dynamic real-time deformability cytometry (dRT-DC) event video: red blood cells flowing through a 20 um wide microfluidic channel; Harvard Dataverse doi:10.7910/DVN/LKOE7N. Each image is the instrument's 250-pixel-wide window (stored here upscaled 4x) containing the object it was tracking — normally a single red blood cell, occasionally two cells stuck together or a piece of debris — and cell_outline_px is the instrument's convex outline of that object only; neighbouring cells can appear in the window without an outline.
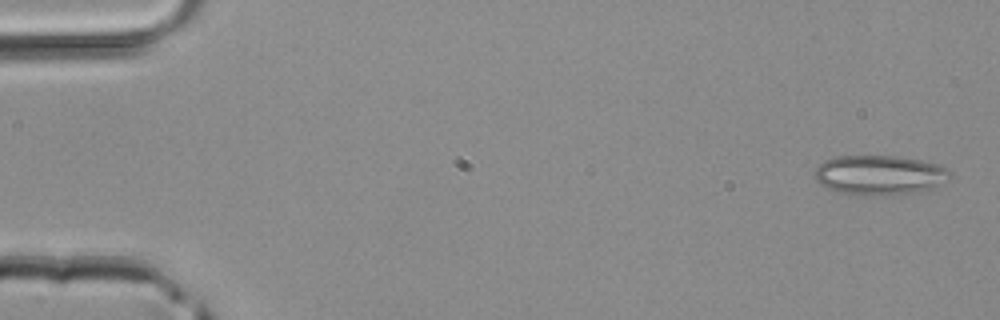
{"species": "common noctule bat (a hibernating species)", "species_latin": "Nyctalus noctula", "temperature_condition": "room temperature", "stored_images_in_passage": 3, "camera_frame_rate_fps": 3000, "um_per_image_px": 0.085, "animal": {"sex": "male", "body_mass_g": 20.4}, "frame": {"image": 1, "passage_image": 1, "time_ms": 0.0, "image_size_px": [1000, 320], "cell_outline_px": [[952, 176], [920, 192], [860, 196], [836, 192], [820, 184], [812, 176], [816, 168], [824, 160], [836, 156], [896, 156], [920, 160], [936, 164], [952, 172]], "centroid_in_image_um": [74.67, 14.87], "position_along_channel_um": 10.3, "area_um2": 31.1}}